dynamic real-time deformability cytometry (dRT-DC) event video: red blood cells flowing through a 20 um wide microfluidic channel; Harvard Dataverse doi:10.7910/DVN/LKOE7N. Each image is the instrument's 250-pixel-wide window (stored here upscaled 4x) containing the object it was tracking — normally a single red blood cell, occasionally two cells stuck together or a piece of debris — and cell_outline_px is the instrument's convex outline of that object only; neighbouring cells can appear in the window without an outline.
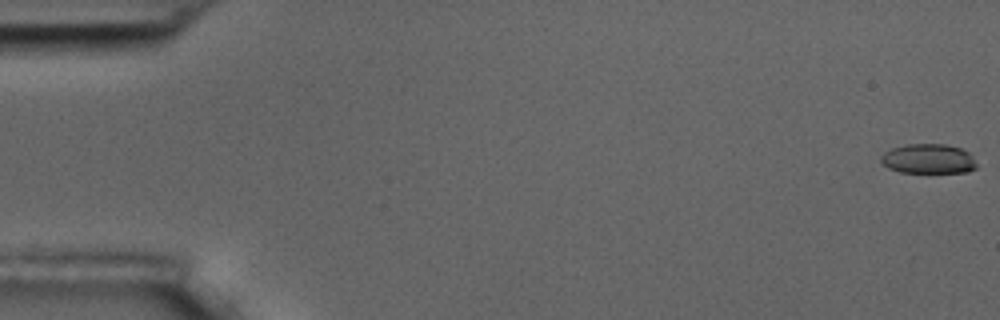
{"species": "common noctule bat (a hibernating species)", "species_latin": "Nyctalus noctula", "temperature_condition": "room temperature", "stored_images_in_passage": 6, "segment_of_instrument_passage": [1, 2], "camera_frame_rate_fps": 3000, "um_per_image_px": 0.085, "animal": {"sex": "male", "body_mass_g": 17.5, "forearm_length_mm": 52.3}, "frame": {"image": 1, "passage_image": 1, "time_ms": 0.0, "image_size_px": [1000, 320], "cell_outline_px": [[976, 168], [968, 172], [900, 172], [888, 168], [880, 160], [880, 156], [884, 152], [892, 148], [904, 144], [944, 144], [960, 148], [968, 152], [976, 160]], "centroid_in_image_um": [78.91, 13.49], "position_along_channel_um": 6.1, "area_um2": 16.59}}